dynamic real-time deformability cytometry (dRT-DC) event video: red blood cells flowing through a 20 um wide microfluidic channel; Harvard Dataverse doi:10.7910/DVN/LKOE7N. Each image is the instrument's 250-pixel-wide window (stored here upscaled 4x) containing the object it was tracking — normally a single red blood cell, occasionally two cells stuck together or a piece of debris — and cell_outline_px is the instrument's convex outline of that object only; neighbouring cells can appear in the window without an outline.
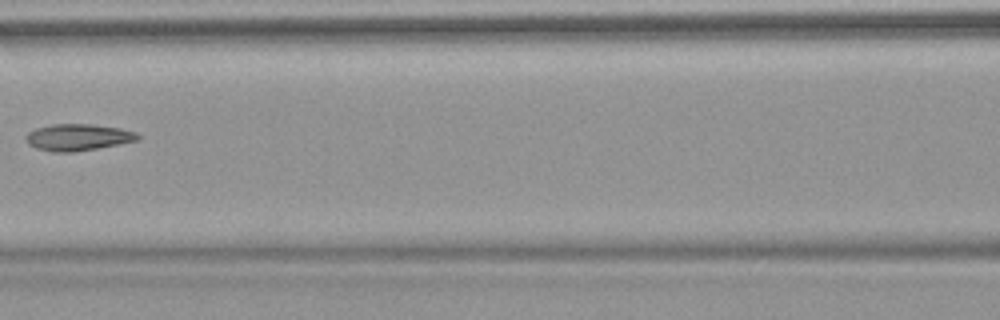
{"species": "common noctule bat (a hibernating species)", "species_latin": "Nyctalus noctula", "temperature_condition": "warm", "stored_images_in_passage": 7, "camera_frame_rate_fps": 3000, "um_per_image_px": 0.085, "animal": {"sex": "female", "body_mass_g": 18.4}, "frame": {"image": 1, "passage_image": 6, "time_ms": 7.0, "image_size_px": [1000, 320], "cell_outline_px": [[140, 140], [96, 148], [72, 152], [52, 152], [36, 148], [28, 144], [24, 140], [24, 136], [28, 132], [36, 128], [52, 124], [92, 124], [120, 128], [136, 132], [140, 136]], "centroid_in_image_um": [6.59, 11.66], "position_along_channel_um": 160.0, "area_um2": 17.46}}
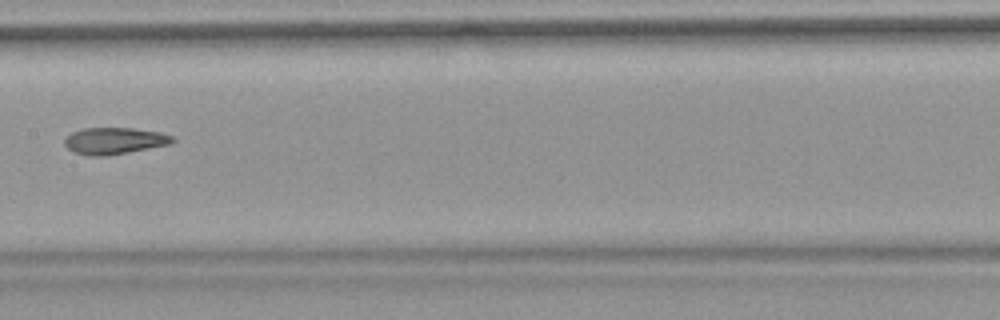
{"frame": {"image": 2, "passage_image": 7, "time_ms": 8.0, "image_size_px": [1000, 320], "cell_outline_px": [[176, 140], [168, 144], [108, 156], [88, 156], [76, 152], [68, 148], [64, 144], [64, 140], [72, 132], [84, 128], [132, 128], [160, 132], [172, 136]], "centroid_in_image_um": [9.71, 11.97], "position_along_channel_um": 197.7, "area_um2": 16.59}}